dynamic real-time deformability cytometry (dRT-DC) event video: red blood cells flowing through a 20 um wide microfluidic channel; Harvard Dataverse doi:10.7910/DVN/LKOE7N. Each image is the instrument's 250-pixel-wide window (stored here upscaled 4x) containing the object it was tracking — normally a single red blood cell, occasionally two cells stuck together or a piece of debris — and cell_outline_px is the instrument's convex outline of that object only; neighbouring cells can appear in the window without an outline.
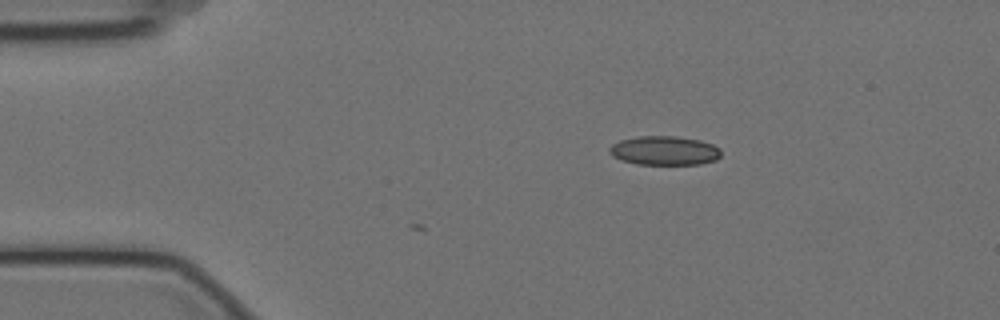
{"species": "Egyptian fruit bat (a non-hibernating species)", "species_latin": "Rousettus aegyptiacus", "temperature_condition": "cold", "stored_images_in_passage": 5, "camera_frame_rate_fps": 3000, "um_per_image_px": 0.085, "animal": {"sex": "female"}, "frame": {"image": 1, "passage_image": 5, "time_ms": 1.333, "image_size_px": [1000, 320], "cell_outline_px": [[720, 156], [716, 160], [700, 164], [636, 164], [620, 160], [612, 156], [608, 152], [608, 148], [612, 144], [620, 140], [636, 136], [676, 136], [700, 140], [712, 144], [720, 148]], "centroid_in_image_um": [56.44, 12.8], "position_along_channel_um": 28.6, "area_um2": 19.07}}